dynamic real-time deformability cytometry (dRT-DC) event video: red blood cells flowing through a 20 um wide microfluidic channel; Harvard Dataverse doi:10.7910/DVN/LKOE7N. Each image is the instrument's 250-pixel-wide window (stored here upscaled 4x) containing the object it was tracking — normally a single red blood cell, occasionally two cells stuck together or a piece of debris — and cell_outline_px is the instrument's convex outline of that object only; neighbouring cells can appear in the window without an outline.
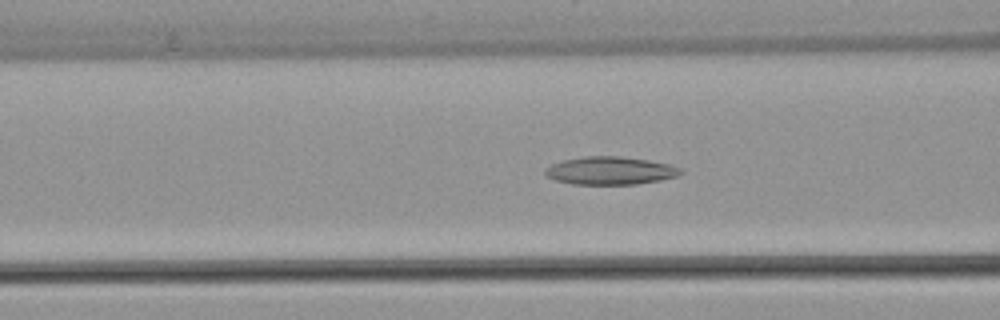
{"species": "common noctule bat (a hibernating species)", "species_latin": "Nyctalus noctula", "temperature_condition": "warm", "stored_images_in_passage": 46, "camera_frame_rate_fps": 3000, "um_per_image_px": 0.085, "animal": {"sex": "female", "body_mass_g": 22.7, "forearm_length_mm": 54.2}, "frame": {"image": 1, "passage_image": 20, "time_ms": 6.333, "image_size_px": [1000, 320], "cell_outline_px": [[684, 172], [676, 176], [660, 180], [636, 184], [572, 184], [556, 180], [548, 176], [544, 172], [544, 168], [552, 164], [564, 160], [584, 156], [620, 156], [648, 160], [672, 164], [684, 168]], "centroid_in_image_um": [51.92, 14.5], "position_along_channel_um": 114.7, "area_um2": 22.14}}
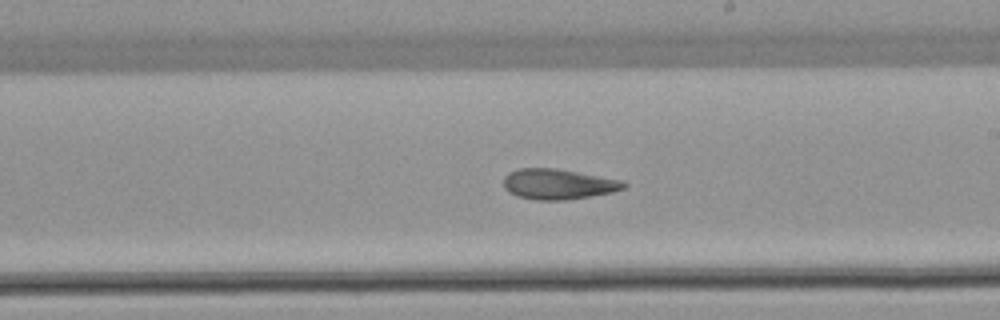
{"frame": {"image": 2, "passage_image": 30, "time_ms": 9.667, "image_size_px": [1000, 320], "cell_outline_px": [[628, 184], [624, 188], [612, 192], [564, 200], [536, 200], [516, 196], [508, 192], [504, 188], [504, 176], [508, 172], [520, 168], [556, 168], [624, 180]], "centroid_in_image_um": [47.43, 15.64], "position_along_channel_um": 241.6, "area_um2": 21.39}}
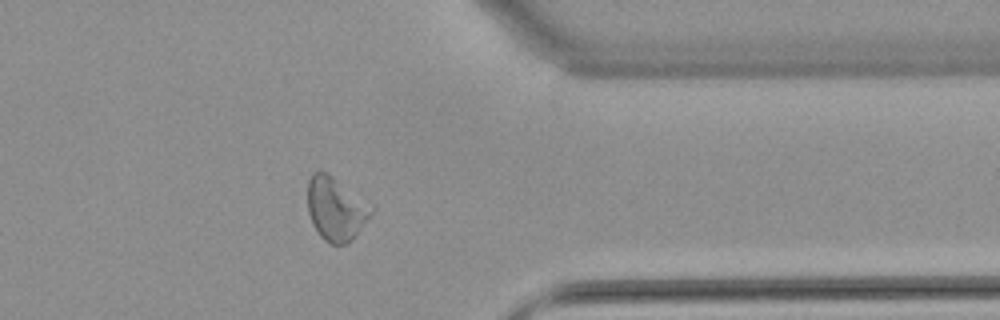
{"frame": {"image": 3, "passage_image": 42, "time_ms": 13.667, "image_size_px": [1000, 320], "cell_outline_px": [[376, 208], [352, 240], [348, 244], [332, 244], [324, 240], [320, 236], [312, 224], [308, 212], [308, 180], [312, 172], [328, 172]], "centroid_in_image_um": [28.55, 17.75], "position_along_channel_um": 382.9, "area_um2": 23.64}, "authors_computed_cell_mechanics": {"area_um2": 22.253, "velocity_mm_per_s": 3.8231, "shape_relaxation_time_tau1_ms": null, "shape_relaxation_time_tau2_ms": 5.5646, "deformation_change_tau1": null, "deformation_change_tau2": 0.1464}}